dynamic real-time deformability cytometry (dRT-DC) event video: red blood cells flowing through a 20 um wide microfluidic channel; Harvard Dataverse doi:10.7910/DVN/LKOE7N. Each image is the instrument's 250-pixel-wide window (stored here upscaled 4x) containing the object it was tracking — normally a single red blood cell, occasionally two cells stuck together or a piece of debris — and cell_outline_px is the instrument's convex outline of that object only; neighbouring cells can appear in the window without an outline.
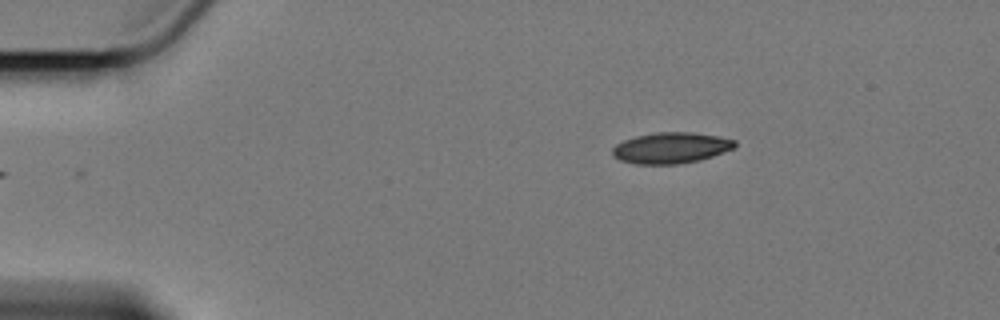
{"species": "Egyptian fruit bat (a non-hibernating species)", "species_latin": "Rousettus aegyptiacus", "temperature_condition": "cold", "stored_images_in_passage": 41, "camera_frame_rate_fps": 3000, "um_per_image_px": 0.085, "animal": {"sex": "female"}, "frame": {"image": 1, "passage_image": 1, "time_ms": 0.0, "image_size_px": [1000, 320], "cell_outline_px": [[736, 144], [732, 148], [712, 156], [700, 160], [676, 164], [636, 164], [620, 160], [612, 156], [612, 148], [616, 144], [624, 140], [636, 136], [656, 132], [692, 132], [716, 136], [736, 140]], "centroid_in_image_um": [56.99, 12.57], "position_along_channel_um": 28.0, "area_um2": 21.96}}
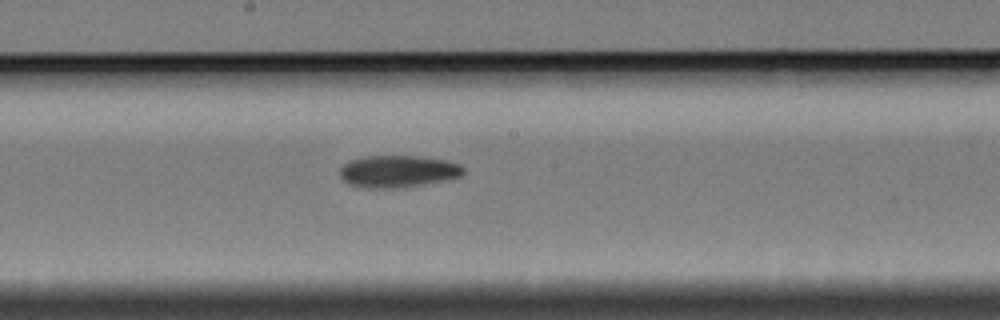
{"frame": {"image": 2, "passage_image": 23, "time_ms": 7.333, "image_size_px": [1000, 320], "cell_outline_px": [[464, 172], [460, 176], [444, 180], [396, 188], [368, 188], [348, 184], [340, 176], [340, 168], [348, 160], [364, 156], [416, 156], [448, 160], [460, 164], [464, 168]], "centroid_in_image_um": [33.8, 14.55], "position_along_channel_um": 214.4, "area_um2": 23.0}}
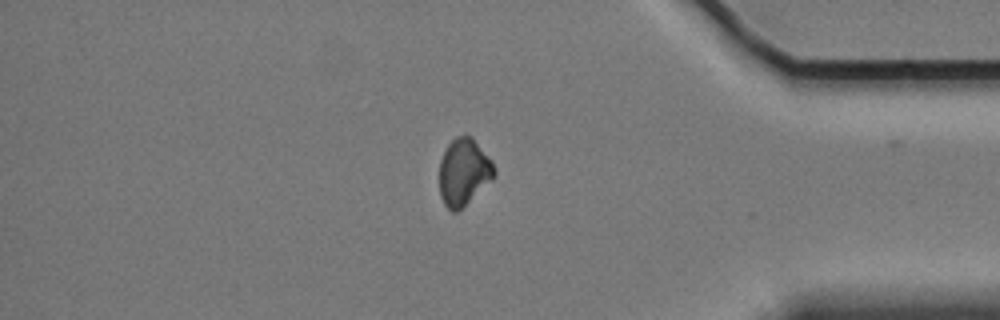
{"frame": {"image": 3, "passage_image": 41, "time_ms": 13.333, "image_size_px": [1000, 320], "cell_outline_px": [[496, 176], [492, 180], [456, 212], [452, 212], [444, 204], [440, 196], [440, 160], [448, 144], [456, 136], [472, 136], [492, 160], [496, 168]], "centroid_in_image_um": [39.44, 14.6], "position_along_channel_um": 395.8, "area_um2": 21.33}, "authors_computed_cell_mechanics": {"area_um2": 22.4842, "velocity_mm_per_s": 3.4112, "shape_relaxation_time_tau1_ms": 7.0843, "shape_relaxation_time_tau2_ms": null, "deformation_change_tau1": 0.1176, "deformation_change_tau2": null}}